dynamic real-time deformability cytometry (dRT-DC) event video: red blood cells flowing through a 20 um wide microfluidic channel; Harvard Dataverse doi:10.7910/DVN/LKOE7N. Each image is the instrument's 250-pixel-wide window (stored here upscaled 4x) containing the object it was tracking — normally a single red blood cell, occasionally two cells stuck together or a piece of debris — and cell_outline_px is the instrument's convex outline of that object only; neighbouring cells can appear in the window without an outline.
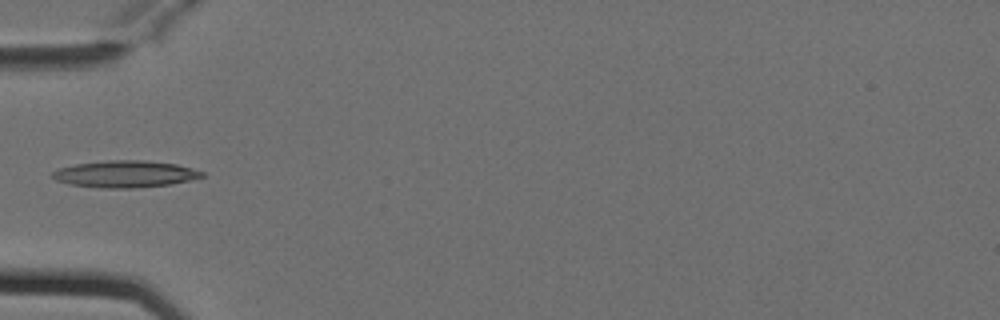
{"species": "Egyptian fruit bat (a non-hibernating species)", "species_latin": "Rousettus aegyptiacus", "temperature_condition": "cold", "stored_images_in_passage": 5, "camera_frame_rate_fps": 3000, "um_per_image_px": 0.085, "animal": {"sex": "female"}, "frame": {"image": 1, "passage_image": 4, "time_ms": 1.0, "image_size_px": [1000, 320], "cell_outline_px": [[204, 176], [172, 184], [132, 188], [100, 188], [68, 184], [56, 180], [52, 176], [52, 172], [56, 168], [76, 164], [108, 160], [144, 160], [176, 164], [192, 168], [204, 172]], "centroid_in_image_um": [10.6, 14.79], "position_along_channel_um": 74.4, "area_um2": 23.41}}
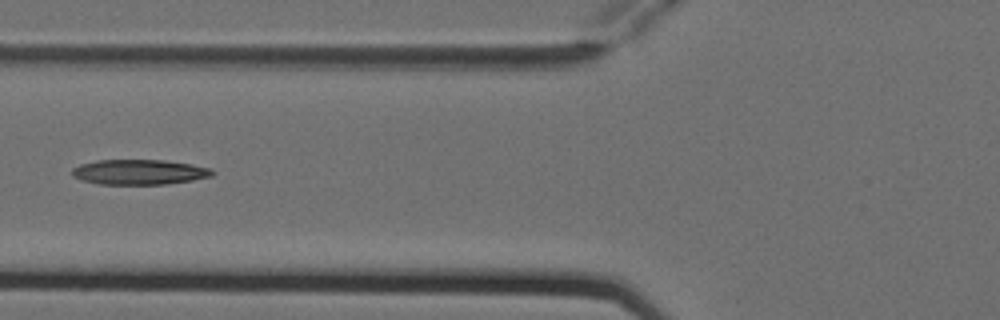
{"frame": {"image": 2, "passage_image": 5, "time_ms": 1.333, "image_size_px": [1000, 320], "cell_outline_px": [[216, 172], [212, 176], [192, 180], [168, 184], [100, 184], [80, 180], [72, 176], [72, 168], [80, 164], [96, 160], [164, 160], [192, 164], [212, 168]], "centroid_in_image_um": [11.85, 14.62], "position_along_channel_um": 114.0, "area_um2": 20.69}}